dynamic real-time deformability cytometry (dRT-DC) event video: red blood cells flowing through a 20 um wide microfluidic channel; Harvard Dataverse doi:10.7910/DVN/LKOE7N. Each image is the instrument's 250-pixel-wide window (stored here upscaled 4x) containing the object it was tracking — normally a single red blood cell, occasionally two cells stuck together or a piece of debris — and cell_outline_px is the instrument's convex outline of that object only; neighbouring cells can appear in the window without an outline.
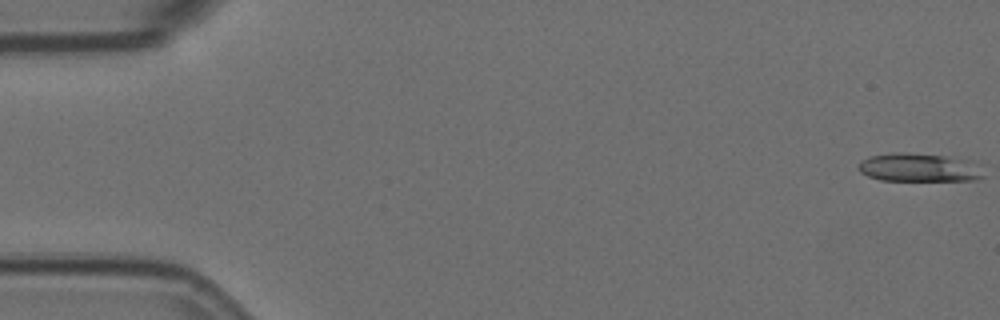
{"species": "Egyptian fruit bat (a non-hibernating species)", "species_latin": "Rousettus aegyptiacus", "temperature_condition": "room temperature", "stored_images_in_passage": 13, "camera_frame_rate_fps": 3000, "um_per_image_px": 0.085, "animal": {"sex": "female"}, "frame": {"image": 1, "passage_image": 1, "time_ms": 0.0, "image_size_px": [1000, 320], "cell_outline_px": [[984, 176], [972, 180], [880, 180], [868, 176], [860, 172], [860, 160], [868, 156], [896, 152], [908, 152], [944, 156]], "centroid_in_image_um": [77.76, 14.25], "position_along_channel_um": 7.2, "area_um2": 19.07}}
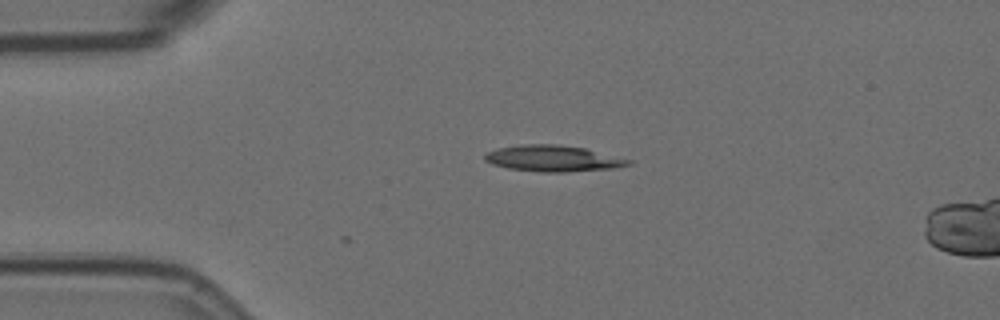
{"frame": {"image": 2, "passage_image": 13, "time_ms": 4.0, "image_size_px": [1000, 320], "cell_outline_px": [[632, 164], [612, 168], [564, 172], [540, 172], [508, 168], [492, 164], [484, 160], [484, 156], [488, 152], [500, 148], [524, 144], [556, 144], [584, 148], [632, 160]], "centroid_in_image_um": [47.0, 13.47], "position_along_channel_um": 38.0, "area_um2": 21.62}}